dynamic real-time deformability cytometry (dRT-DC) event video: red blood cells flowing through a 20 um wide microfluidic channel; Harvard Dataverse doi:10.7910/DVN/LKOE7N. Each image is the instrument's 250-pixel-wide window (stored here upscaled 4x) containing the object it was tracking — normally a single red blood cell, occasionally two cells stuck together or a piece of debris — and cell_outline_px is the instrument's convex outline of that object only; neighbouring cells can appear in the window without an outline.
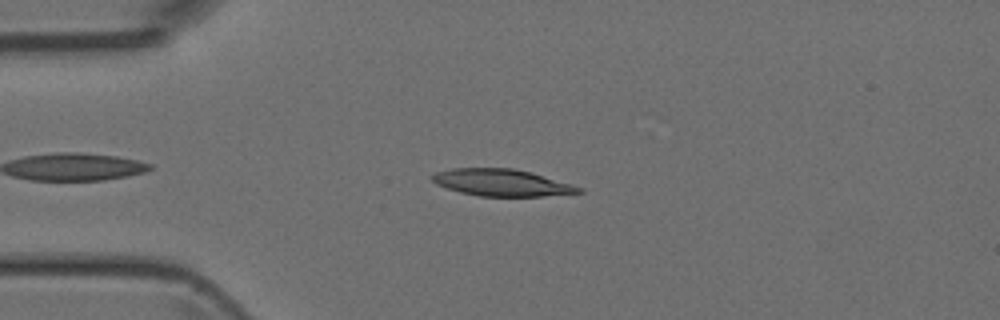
{"species": "Egyptian fruit bat (a non-hibernating species)", "species_latin": "Rousettus aegyptiacus", "temperature_condition": "room temperature", "stored_images_in_passage": 29, "camera_frame_rate_fps": 3000, "um_per_image_px": 0.085, "animal": {"sex": "female"}, "frame": {"image": 1, "passage_image": 6, "time_ms": 1.667, "image_size_px": [1000, 320], "cell_outline_px": [[584, 192], [540, 196], [480, 196], [460, 192], [436, 184], [432, 180], [432, 176], [436, 172], [452, 168], [512, 168], [528, 172], [572, 184], [584, 188]], "centroid_in_image_um": [42.64, 15.52], "position_along_channel_um": 42.4, "area_um2": 22.66}}
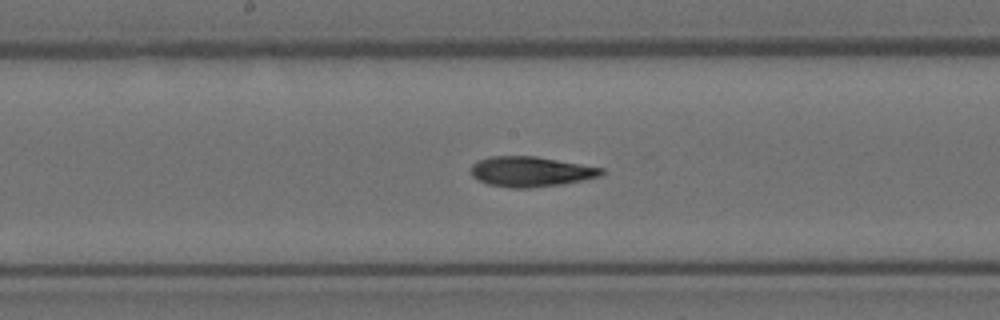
{"frame": {"image": 2, "passage_image": 19, "time_ms": 6.0, "image_size_px": [1000, 320], "cell_outline_px": [[604, 172], [600, 176], [564, 184], [532, 188], [508, 188], [488, 184], [476, 180], [472, 176], [472, 164], [488, 156], [536, 156], [604, 168]], "centroid_in_image_um": [45.1, 14.59], "position_along_channel_um": 203.1, "area_um2": 23.06}}
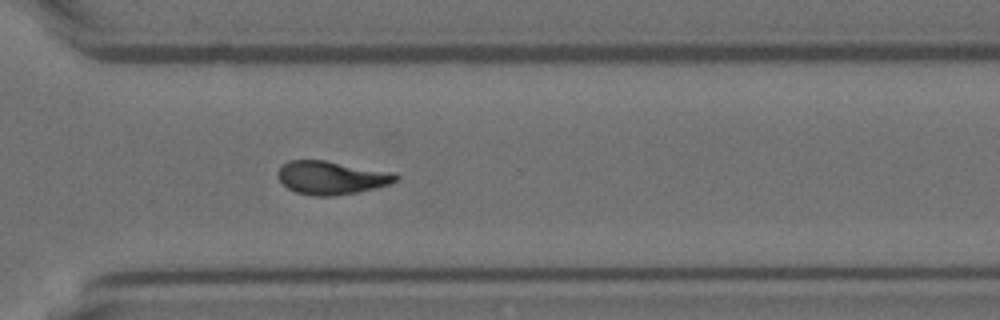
{"frame": {"image": 3, "passage_image": 29, "time_ms": 9.333, "image_size_px": [1000, 320], "cell_outline_px": [[400, 176], [396, 180], [388, 184], [356, 192], [332, 196], [316, 196], [296, 192], [288, 188], [276, 176], [276, 172], [288, 160], [324, 160], [392, 172]], "centroid_in_image_um": [28.13, 15.09], "position_along_channel_um": 342.5, "area_um2": 22.6}}